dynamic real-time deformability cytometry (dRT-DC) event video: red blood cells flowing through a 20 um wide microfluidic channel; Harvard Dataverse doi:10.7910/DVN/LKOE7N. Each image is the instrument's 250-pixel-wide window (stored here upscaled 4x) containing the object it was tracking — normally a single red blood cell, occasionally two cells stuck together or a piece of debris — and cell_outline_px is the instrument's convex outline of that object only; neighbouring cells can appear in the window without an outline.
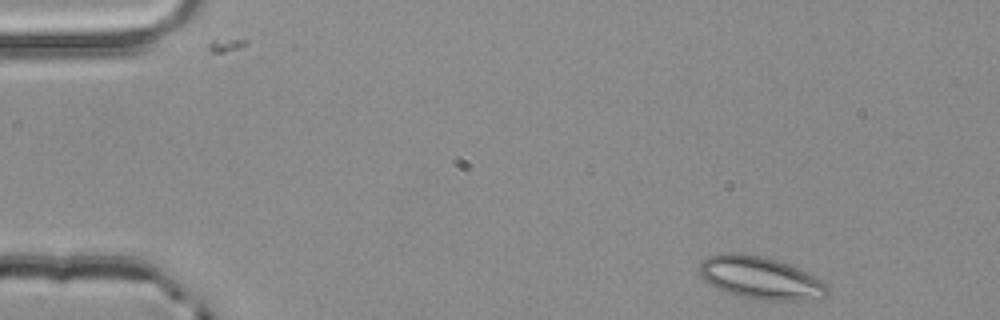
{"species": "common noctule bat (a hibernating species)", "species_latin": "Nyctalus noctula", "temperature_condition": "room temperature", "stored_images_in_passage": 3, "camera_frame_rate_fps": 3000, "um_per_image_px": 0.085, "animal": {"sex": "male", "body_mass_g": 20.4}, "frame": {"image": 1, "passage_image": 1, "time_ms": 0.0, "image_size_px": [1000, 320], "cell_outline_px": [[828, 292], [820, 300], [764, 300], [740, 296], [716, 288], [704, 280], [700, 276], [700, 264], [708, 256], [724, 252], [736, 252], [764, 256], [788, 264], [828, 284]], "centroid_in_image_um": [64.63, 23.62], "position_along_channel_um": 20.4, "area_um2": 31.56}}